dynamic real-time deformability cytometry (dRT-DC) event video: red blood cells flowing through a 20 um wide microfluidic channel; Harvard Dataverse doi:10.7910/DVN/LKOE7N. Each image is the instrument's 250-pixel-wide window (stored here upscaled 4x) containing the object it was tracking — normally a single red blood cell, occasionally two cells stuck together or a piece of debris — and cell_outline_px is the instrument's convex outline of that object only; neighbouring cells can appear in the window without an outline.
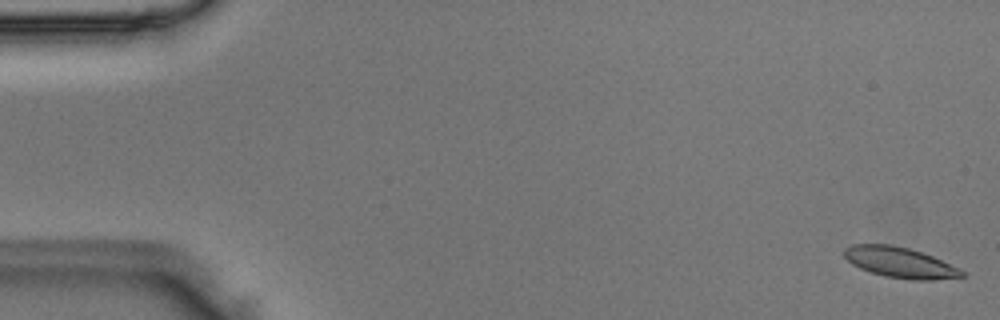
{"species": "Egyptian fruit bat (a non-hibernating species)", "species_latin": "Rousettus aegyptiacus", "temperature_condition": "room temperature", "stored_images_in_passage": 50, "camera_frame_rate_fps": 3000, "um_per_image_px": 0.085, "animal": {"sex": "male"}, "frame": {"image": 1, "passage_image": 1, "time_ms": 0.0, "image_size_px": [1000, 320], "cell_outline_px": [[964, 276], [932, 280], [912, 280], [884, 276], [860, 268], [852, 264], [844, 256], [844, 248], [852, 244], [892, 244], [924, 252], [960, 268], [964, 272]], "centroid_in_image_um": [76.5, 22.3], "position_along_channel_um": 8.5, "area_um2": 21.04}}
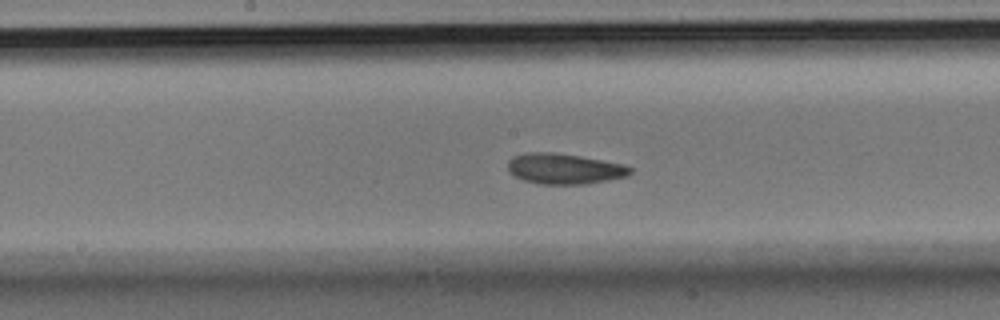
{"frame": {"image": 2, "passage_image": 26, "time_ms": 8.333, "image_size_px": [1000, 320], "cell_outline_px": [[632, 172], [628, 176], [588, 184], [540, 184], [524, 180], [508, 172], [508, 160], [512, 156], [524, 152], [552, 152], [580, 156], [604, 160], [624, 164], [632, 168]], "centroid_in_image_um": [47.97, 14.34], "position_along_channel_um": 200.2, "area_um2": 22.02}}
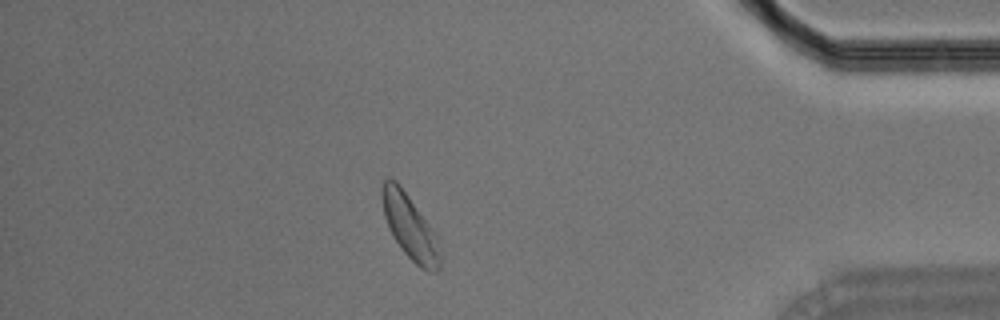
{"frame": {"image": 3, "passage_image": 44, "time_ms": 14.333, "image_size_px": [1000, 320], "cell_outline_px": [[440, 268], [436, 272], [428, 272], [420, 268], [400, 248], [392, 236], [388, 228], [384, 216], [380, 196], [380, 188], [384, 180], [388, 176], [396, 180], [400, 184], [432, 228], [440, 240]], "centroid_in_image_um": [34.83, 19.27], "position_along_channel_um": 400.4, "area_um2": 22.31}}